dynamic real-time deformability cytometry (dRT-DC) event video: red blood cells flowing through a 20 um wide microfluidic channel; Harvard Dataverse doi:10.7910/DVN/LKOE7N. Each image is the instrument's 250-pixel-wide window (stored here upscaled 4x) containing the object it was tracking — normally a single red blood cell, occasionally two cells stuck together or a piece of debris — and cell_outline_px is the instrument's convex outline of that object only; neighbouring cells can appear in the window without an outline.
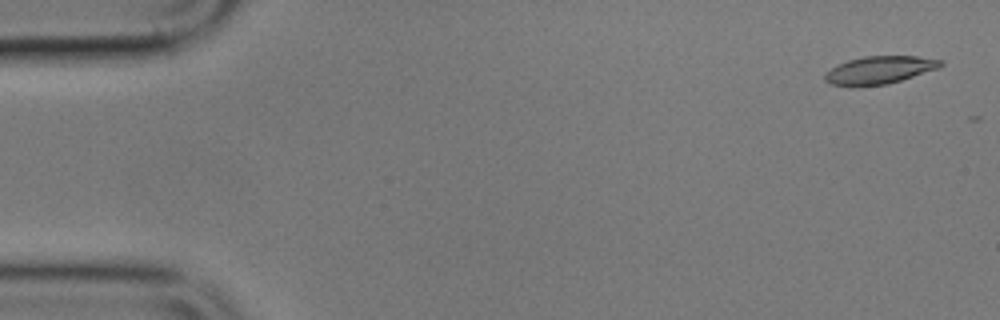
{"species": "common noctule bat (a hibernating species)", "species_latin": "Nyctalus noctula", "temperature_condition": "cold", "stored_images_in_passage": 7, "camera_frame_rate_fps": 3000, "um_per_image_px": 0.085, "animal": {"sex": "male", "body_mass_g": 17.9}, "frame": {"image": 1, "passage_image": 1, "time_ms": 0.0, "image_size_px": [1000, 320], "cell_outline_px": [[944, 64], [940, 68], [888, 84], [852, 88], [832, 84], [824, 80], [824, 76], [836, 64], [848, 60], [864, 56], [916, 56], [944, 60]], "centroid_in_image_um": [74.76, 5.97], "position_along_channel_um": 10.2, "area_um2": 19.07}}
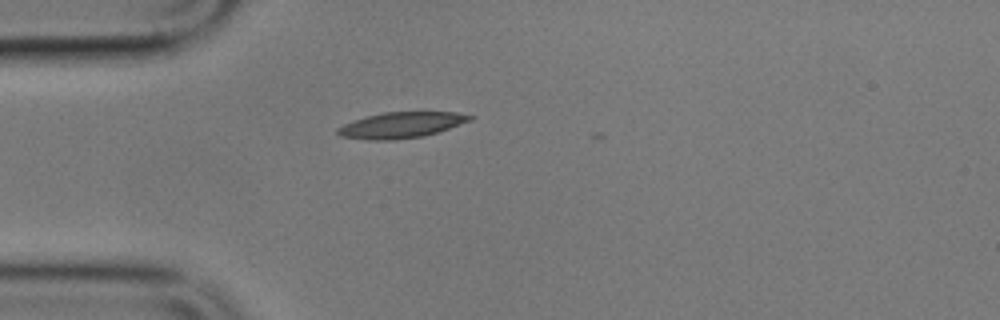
{"frame": {"image": 2, "passage_image": 5, "time_ms": 4.667, "image_size_px": [1000, 320], "cell_outline_px": [[476, 116], [472, 120], [424, 136], [392, 140], [368, 140], [340, 136], [336, 132], [336, 128], [352, 120], [384, 112], [456, 112]], "centroid_in_image_um": [34.08, 10.63], "position_along_channel_um": 50.9, "area_um2": 19.88}}